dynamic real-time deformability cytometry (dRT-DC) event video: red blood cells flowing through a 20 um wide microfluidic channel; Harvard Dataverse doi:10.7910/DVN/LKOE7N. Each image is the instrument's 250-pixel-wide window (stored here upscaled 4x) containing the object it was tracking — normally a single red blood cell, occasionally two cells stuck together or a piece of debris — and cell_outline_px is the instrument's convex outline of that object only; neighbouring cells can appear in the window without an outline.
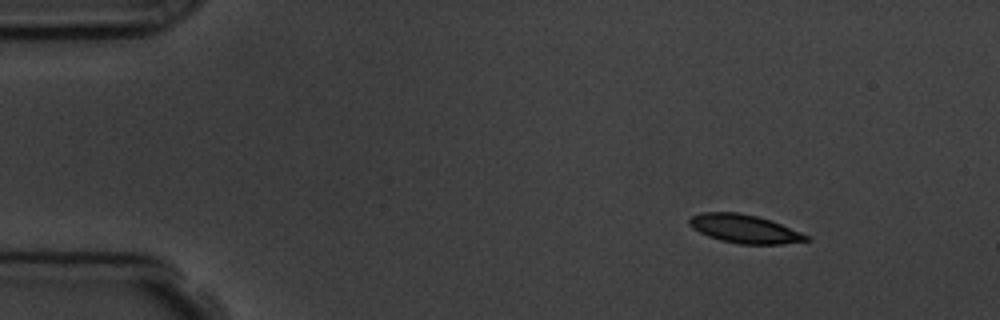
{"species": "common noctule bat (a hibernating species)", "species_latin": "Nyctalus noctula", "temperature_condition": "room temperature", "stored_images_in_passage": 10, "camera_frame_rate_fps": 3000, "um_per_image_px": 0.085, "animal": {"sex": "male", "body_mass_g": 19.5, "forearm_length_mm": 54.6}, "frame": {"image": 1, "passage_image": 1, "time_ms": 0.0, "image_size_px": [1000, 320], "cell_outline_px": [[812, 240], [780, 244], [740, 244], [720, 240], [708, 236], [692, 228], [688, 224], [688, 220], [692, 216], [700, 212], [740, 212], [756, 216], [780, 224], [808, 236]], "centroid_in_image_um": [63.23, 19.45], "position_along_channel_um": 21.8, "area_um2": 19.19}}
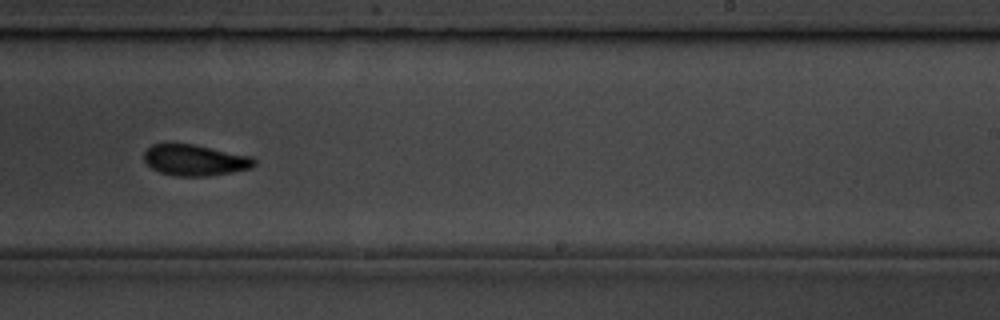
{"frame": {"image": 2, "passage_image": 9, "time_ms": 9.0, "image_size_px": [1000, 320], "cell_outline_px": [[256, 164], [252, 168], [232, 172], [208, 176], [176, 176], [160, 172], [152, 168], [144, 160], [144, 152], [152, 144], [168, 140], [172, 140], [196, 144], [252, 156], [256, 160]], "centroid_in_image_um": [16.55, 13.56], "position_along_channel_um": 272.5, "area_um2": 20.75}}